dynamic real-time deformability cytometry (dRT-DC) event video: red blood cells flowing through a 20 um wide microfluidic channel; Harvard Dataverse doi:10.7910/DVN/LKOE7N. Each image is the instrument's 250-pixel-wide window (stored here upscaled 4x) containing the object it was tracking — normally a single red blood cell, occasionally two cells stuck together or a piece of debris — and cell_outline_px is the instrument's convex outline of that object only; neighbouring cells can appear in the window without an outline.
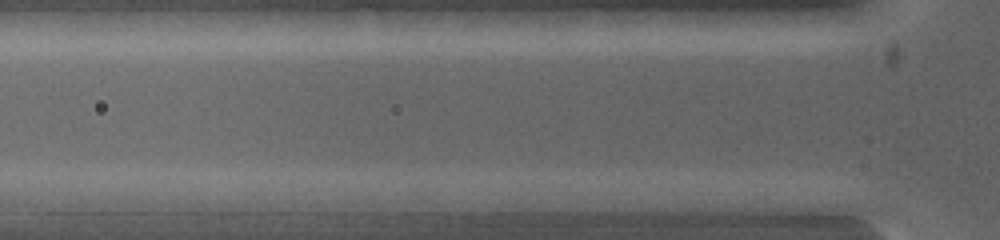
{"species": "common noctule bat (a hibernating species)", "species_latin": "Nyctalus noctula", "temperature_condition": "warm", "stored_images_in_passage": 4, "camera_frame_rate_fps": 5000, "um_per_image_px": 0.085, "animal": {"sex": "female", "body_mass_g": 19.0, "forearm_length_mm": 53.3}, "frame": {"image": 1, "passage_image": 2, "time_ms": 0.8, "image_size_px": [1000, 240], "cell_outline_px": [[604, 200], [584, 208], [544, 212], [496, 212], [492, 200], [500, 192], [560, 192]], "centroid_in_image_um": [45.92, 17.16], "position_along_channel_um": 79.9, "area_um2": 12.77}}